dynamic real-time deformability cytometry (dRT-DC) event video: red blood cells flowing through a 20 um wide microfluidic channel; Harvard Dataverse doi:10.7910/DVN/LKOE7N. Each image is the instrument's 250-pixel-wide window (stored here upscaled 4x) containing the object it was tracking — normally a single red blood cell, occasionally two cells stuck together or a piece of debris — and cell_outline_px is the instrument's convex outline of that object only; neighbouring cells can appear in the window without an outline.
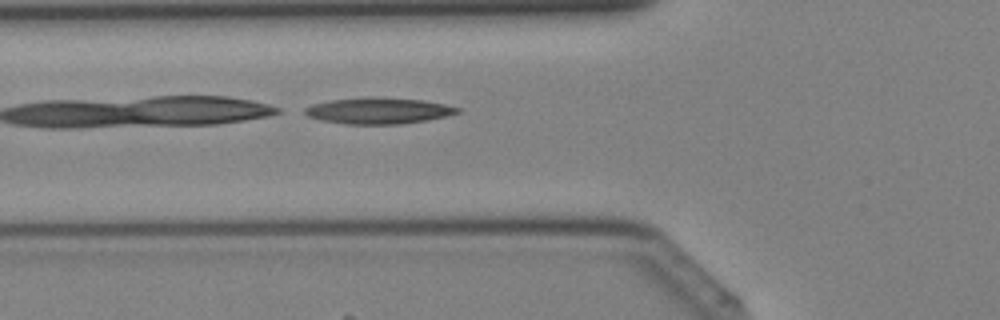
{"species": "Egyptian fruit bat (a non-hibernating species)", "species_latin": "Rousettus aegyptiacus", "temperature_condition": "cold", "stored_images_in_passage": 25, "camera_frame_rate_fps": 3000, "um_per_image_px": 0.085, "animal": {"sex": "female"}, "frame": {"image": 1, "passage_image": 2, "time_ms": 0.333, "image_size_px": [1000, 320], "cell_outline_px": [[460, 112], [448, 116], [428, 120], [404, 124], [344, 124], [320, 120], [308, 116], [304, 112], [304, 108], [312, 104], [332, 100], [368, 96], [376, 96], [424, 100], [444, 104], [460, 108]], "centroid_in_image_um": [32.19, 9.41], "position_along_channel_um": 93.6, "area_um2": 23.64}}
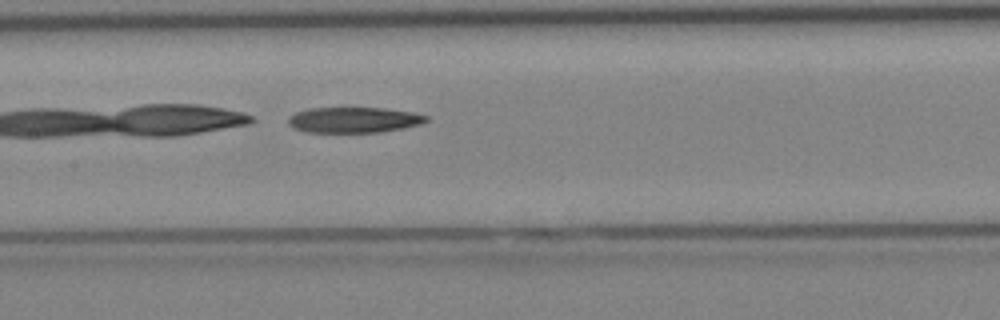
{"frame": {"image": 2, "passage_image": 7, "time_ms": 2.0, "image_size_px": [1000, 320], "cell_outline_px": [[432, 120], [420, 124], [404, 128], [380, 132], [308, 132], [292, 128], [288, 124], [288, 116], [296, 112], [308, 108], [384, 108], [412, 112], [428, 116]], "centroid_in_image_um": [30.09, 10.19], "position_along_channel_um": 177.3, "area_um2": 20.75}}
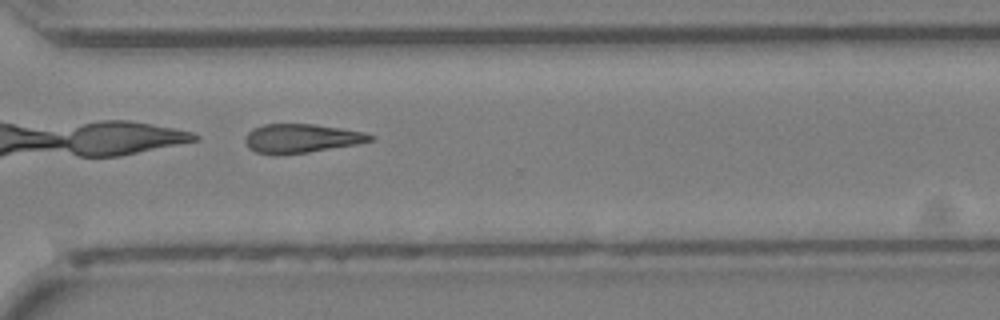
{"frame": {"image": 3, "passage_image": 17, "time_ms": 5.333, "image_size_px": [1000, 320], "cell_outline_px": [[376, 136], [372, 140], [356, 144], [308, 152], [256, 152], [248, 148], [244, 140], [248, 132], [252, 128], [264, 124], [316, 124], [364, 132]], "centroid_in_image_um": [25.64, 11.72], "position_along_channel_um": 345.0, "area_um2": 20.46}}